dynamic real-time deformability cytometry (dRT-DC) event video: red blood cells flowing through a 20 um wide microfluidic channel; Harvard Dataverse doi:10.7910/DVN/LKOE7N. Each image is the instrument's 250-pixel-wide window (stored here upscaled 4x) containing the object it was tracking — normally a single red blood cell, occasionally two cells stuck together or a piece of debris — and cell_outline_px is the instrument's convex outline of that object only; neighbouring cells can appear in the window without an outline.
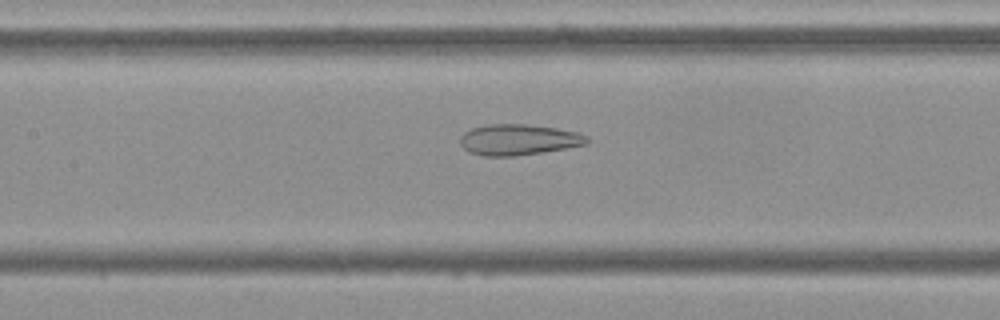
{"species": "Egyptian fruit bat (a non-hibernating species)", "species_latin": "Rousettus aegyptiacus", "temperature_condition": "cold", "stored_images_in_passage": 39, "camera_frame_rate_fps": 3000, "um_per_image_px": 0.085, "frame": {"image": 1, "passage_image": 19, "time_ms": 6.0, "image_size_px": [1000, 320], "cell_outline_px": [[592, 140], [588, 144], [568, 148], [512, 156], [484, 156], [468, 152], [460, 144], [460, 136], [464, 132], [472, 128], [488, 124], [528, 124], [556, 128], [576, 132], [588, 136]], "centroid_in_image_um": [44.09, 11.87], "position_along_channel_um": 163.3, "area_um2": 22.95}}
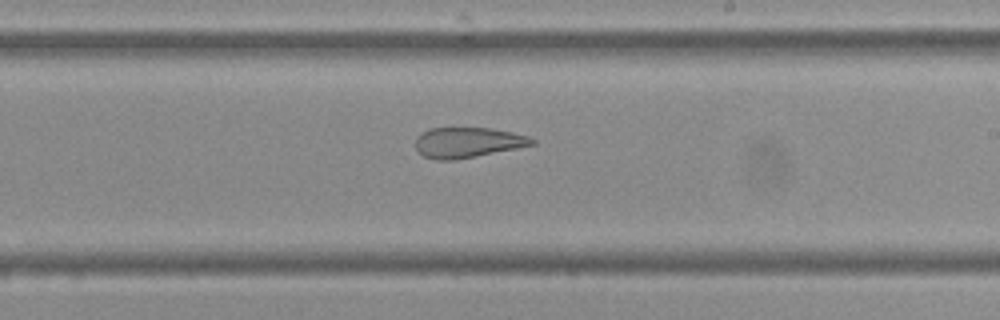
{"frame": {"image": 2, "passage_image": 26, "time_ms": 8.333, "image_size_px": [1000, 320], "cell_outline_px": [[536, 144], [476, 156], [452, 160], [436, 160], [424, 156], [416, 152], [416, 136], [428, 128], [492, 128], [512, 132], [528, 136], [536, 140]], "centroid_in_image_um": [39.73, 12.1], "position_along_channel_um": 249.3, "area_um2": 20.63}}
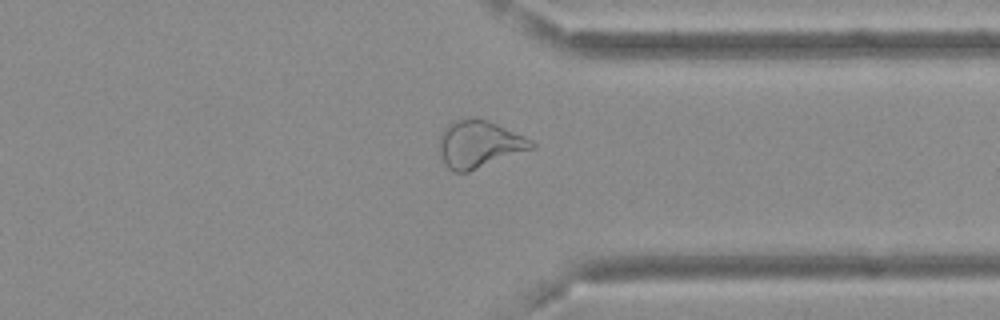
{"frame": {"image": 3, "passage_image": 36, "time_ms": 11.667, "image_size_px": [1000, 320], "cell_outline_px": [[536, 148], [468, 172], [452, 172], [448, 168], [440, 152], [440, 132], [452, 120], [476, 116], [488, 120], [524, 136], [532, 140], [536, 144]], "centroid_in_image_um": [40.74, 12.23], "position_along_channel_um": 370.7, "area_um2": 25.66}}